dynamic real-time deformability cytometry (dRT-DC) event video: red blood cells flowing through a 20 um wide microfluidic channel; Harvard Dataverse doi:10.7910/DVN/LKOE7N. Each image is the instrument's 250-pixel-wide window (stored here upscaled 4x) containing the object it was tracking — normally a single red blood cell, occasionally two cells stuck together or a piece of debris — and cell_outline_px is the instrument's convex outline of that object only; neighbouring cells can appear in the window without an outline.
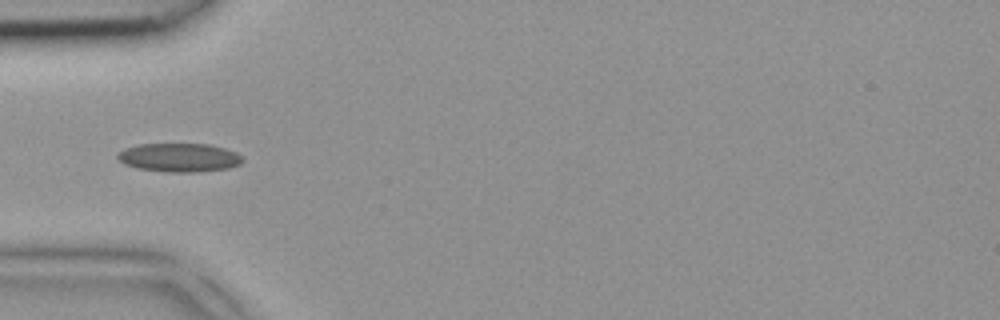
{"species": "common noctule bat (a hibernating species)", "species_latin": "Nyctalus noctula", "temperature_condition": "room temperature", "stored_images_in_passage": 2, "camera_frame_rate_fps": 3000, "um_per_image_px": 0.085, "animal": {"sex": "female", "body_mass_g": 18.4}, "frame": {"image": 1, "passage_image": 1, "time_ms": 0.0, "image_size_px": [1000, 320], "cell_outline_px": [[244, 160], [240, 164], [228, 168], [196, 172], [168, 172], [136, 168], [124, 164], [116, 156], [116, 152], [124, 148], [140, 144], [208, 144], [224, 148], [236, 152]], "centroid_in_image_um": [15.2, 13.39], "position_along_channel_um": 69.8, "area_um2": 20.92}}